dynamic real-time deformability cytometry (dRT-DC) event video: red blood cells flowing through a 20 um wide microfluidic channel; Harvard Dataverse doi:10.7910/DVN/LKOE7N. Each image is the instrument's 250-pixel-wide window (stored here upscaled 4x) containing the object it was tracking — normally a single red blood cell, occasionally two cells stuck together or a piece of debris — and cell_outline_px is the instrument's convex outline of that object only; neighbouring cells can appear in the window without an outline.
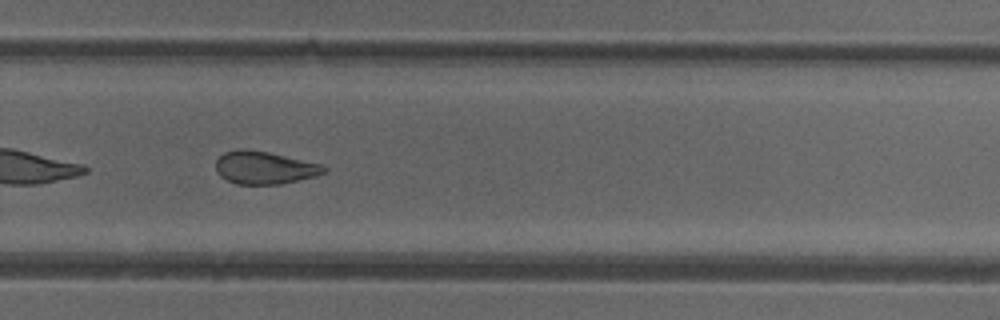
{"species": "common noctule bat (a hibernating species)", "species_latin": "Nyctalus noctula", "temperature_condition": "cold", "stored_images_in_passage": 38, "camera_frame_rate_fps": 3000, "um_per_image_px": 0.085, "animal": {"sex": "female"}, "frame": {"image": 1, "passage_image": 22, "time_ms": 7.0, "image_size_px": [1000, 320], "cell_outline_px": [[328, 168], [324, 172], [316, 176], [280, 184], [236, 184], [220, 176], [216, 172], [216, 160], [224, 152], [236, 148], [244, 148], [268, 152], [320, 164]], "centroid_in_image_um": [22.43, 14.24], "position_along_channel_um": 307.4, "area_um2": 20.58}, "authors_computed_cell_mechanics": {"area_um2": 21.9929, "velocity_mm_per_s": 3.9717, "shape_relaxation_time_tau1_ms": null, "shape_relaxation_time_tau2_ms": 2.4342, "deformation_change_tau1": null, "deformation_change_tau2": 0.0914}}